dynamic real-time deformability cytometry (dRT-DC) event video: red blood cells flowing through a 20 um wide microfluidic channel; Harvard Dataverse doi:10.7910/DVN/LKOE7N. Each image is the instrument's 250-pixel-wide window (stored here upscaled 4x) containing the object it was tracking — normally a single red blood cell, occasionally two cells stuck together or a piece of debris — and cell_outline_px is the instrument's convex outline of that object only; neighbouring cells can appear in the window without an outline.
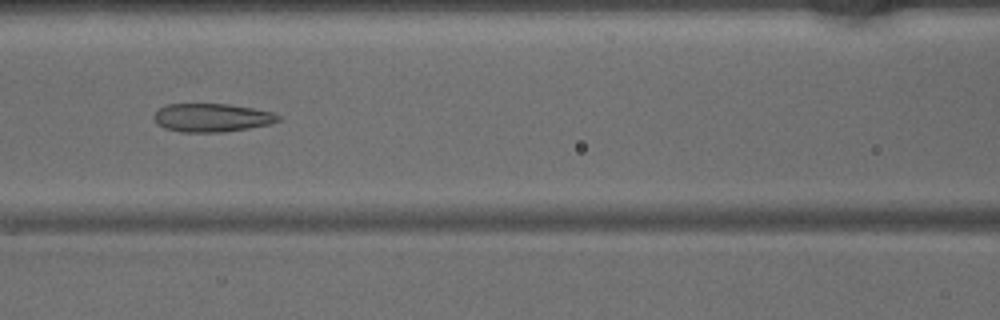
{"species": "common noctule bat (a hibernating species)", "species_latin": "Nyctalus noctula", "temperature_condition": "warm", "stored_images_in_passage": 45, "camera_frame_rate_fps": 3000, "um_per_image_px": 0.085, "animal": {"sex": "male", "body_mass_g": 15.6}, "frame": {"image": 1, "passage_image": 19, "time_ms": 6.0, "image_size_px": [1000, 320], "cell_outline_px": [[280, 120], [268, 124], [248, 128], [224, 132], [180, 132], [164, 128], [156, 124], [152, 116], [160, 108], [168, 104], [228, 104], [252, 108], [272, 112], [280, 116]], "centroid_in_image_um": [17.96, 10.0], "position_along_channel_um": 148.6, "area_um2": 20.52}}
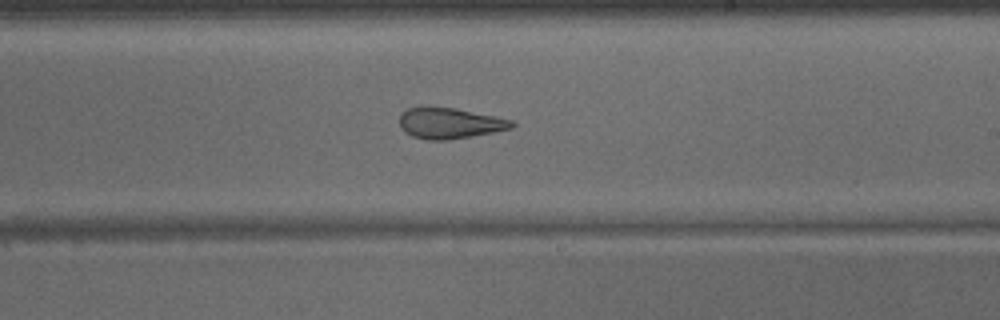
{"frame": {"image": 2, "passage_image": 26, "time_ms": 8.333, "image_size_px": [1000, 320], "cell_outline_px": [[516, 124], [512, 128], [472, 136], [448, 140], [428, 140], [412, 136], [404, 132], [400, 128], [400, 116], [408, 108], [452, 108], [496, 116], [512, 120]], "centroid_in_image_um": [38.24, 10.5], "position_along_channel_um": 250.8, "area_um2": 19.83}}
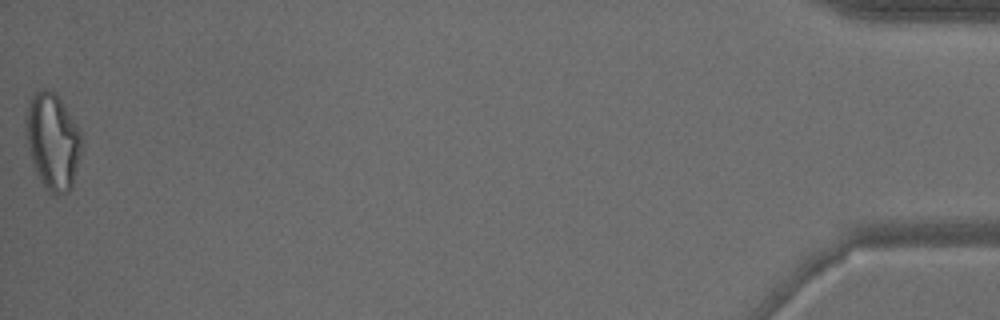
{"frame": {"image": 3, "passage_image": 45, "time_ms": 14.667, "image_size_px": [1000, 320], "cell_outline_px": [[80, 156], [72, 184], [68, 192], [56, 196], [52, 196], [44, 188], [40, 180], [24, 136], [24, 124], [28, 104], [32, 96], [36, 92], [44, 88], [48, 88], [56, 92], [76, 124], [80, 132]], "centroid_in_image_um": [4.45, 12.0], "position_along_channel_um": 430.8, "area_um2": 31.27}}